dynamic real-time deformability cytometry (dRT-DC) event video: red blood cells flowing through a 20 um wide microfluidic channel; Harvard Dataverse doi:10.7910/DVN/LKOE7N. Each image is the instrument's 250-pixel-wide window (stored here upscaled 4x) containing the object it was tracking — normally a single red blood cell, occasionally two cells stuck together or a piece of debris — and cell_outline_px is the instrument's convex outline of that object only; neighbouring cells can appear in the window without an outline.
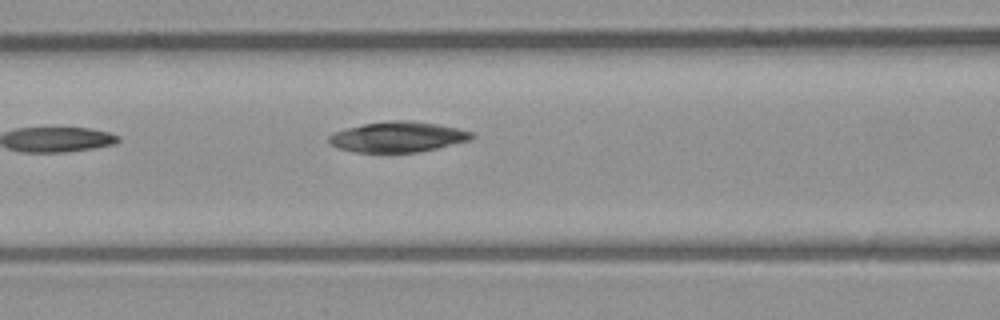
{"species": "common noctule bat (a hibernating species)", "species_latin": "Nyctalus noctula", "temperature_condition": "room temperature", "stored_images_in_passage": 3, "camera_frame_rate_fps": 3000, "um_per_image_px": 0.085, "animal": {"sex": "male", "body_mass_g": 23.1, "forearm_length_mm": 52.7}, "frame": {"image": 1, "passage_image": 3, "time_ms": 2.333, "image_size_px": [1000, 320], "cell_outline_px": [[476, 136], [472, 140], [436, 148], [416, 152], [352, 152], [340, 148], [332, 144], [328, 140], [328, 136], [332, 132], [344, 128], [364, 124], [388, 120], [412, 120], [436, 124], [456, 128], [472, 132]], "centroid_in_image_um": [33.8, 11.63], "position_along_channel_um": 132.8, "area_um2": 25.37}}